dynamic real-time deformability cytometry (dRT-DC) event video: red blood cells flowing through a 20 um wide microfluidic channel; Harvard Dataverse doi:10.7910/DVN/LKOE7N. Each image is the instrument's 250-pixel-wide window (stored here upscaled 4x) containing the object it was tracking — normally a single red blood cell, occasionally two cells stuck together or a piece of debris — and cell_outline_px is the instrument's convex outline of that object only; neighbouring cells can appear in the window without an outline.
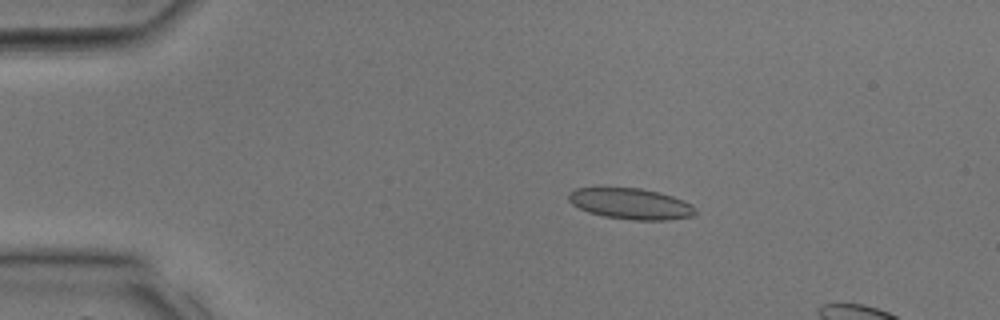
{"species": "common noctule bat (a hibernating species)", "species_latin": "Nyctalus noctula", "temperature_condition": "room temperature", "stored_images_in_passage": 11, "camera_frame_rate_fps": 3000, "um_per_image_px": 0.085, "animal": {"sex": "male", "body_mass_g": 17.9, "forearm_length_mm": 54.2}, "frame": {"image": 1, "passage_image": 7, "time_ms": 2.0, "image_size_px": [1000, 320], "cell_outline_px": [[696, 212], [692, 216], [668, 220], [632, 220], [604, 216], [588, 212], [572, 204], [568, 200], [568, 192], [576, 188], [640, 188], [660, 192], [684, 200], [692, 204], [696, 208]], "centroid_in_image_um": [53.63, 17.32], "position_along_channel_um": 31.4, "area_um2": 22.95}}